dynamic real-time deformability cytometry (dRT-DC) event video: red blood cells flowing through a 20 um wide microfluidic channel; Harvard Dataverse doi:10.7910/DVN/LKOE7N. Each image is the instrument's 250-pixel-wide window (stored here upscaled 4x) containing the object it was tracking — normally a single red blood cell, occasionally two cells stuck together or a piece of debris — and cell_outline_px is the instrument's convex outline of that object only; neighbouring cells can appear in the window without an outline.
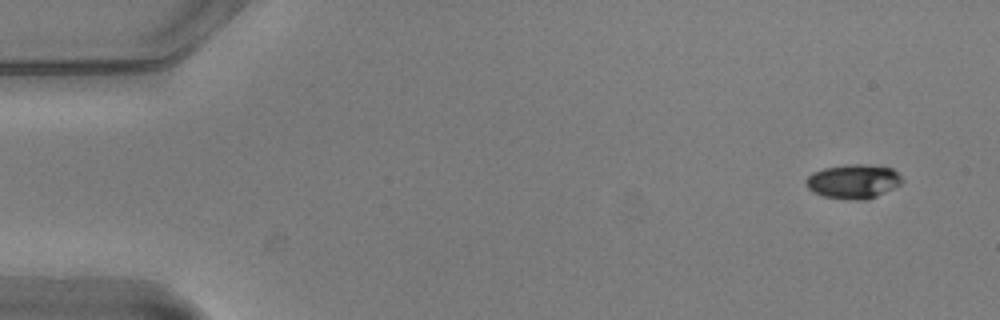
{"species": "common noctule bat (a hibernating species)", "species_latin": "Nyctalus noctula", "temperature_condition": "warm", "stored_images_in_passage": 52, "camera_frame_rate_fps": 3000, "um_per_image_px": 0.085, "animal": {"sex": "male", "body_mass_g": 20.5, "forearm_length_mm": 52.5}, "frame": {"image": 1, "passage_image": 1, "time_ms": 0.0, "image_size_px": [1000, 320], "cell_outline_px": [[904, 180], [900, 184], [868, 200], [848, 200], [824, 196], [812, 192], [804, 184], [804, 180], [812, 172], [824, 168], [848, 164], [864, 164], [892, 168]], "centroid_in_image_um": [72.49, 15.42], "position_along_channel_um": 12.5, "area_um2": 19.25}}
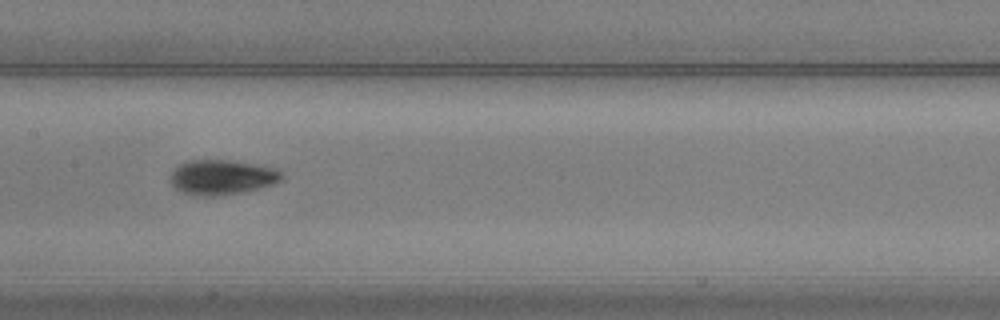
{"frame": {"image": 2, "passage_image": 25, "time_ms": 8.0, "image_size_px": [1000, 320], "cell_outline_px": [[284, 180], [260, 188], [244, 192], [216, 196], [196, 196], [184, 192], [176, 188], [168, 180], [168, 176], [176, 164], [184, 160], [228, 160], [264, 164], [276, 168], [284, 176]], "centroid_in_image_um": [18.85, 15.04], "position_along_channel_um": 188.5, "area_um2": 23.35}}
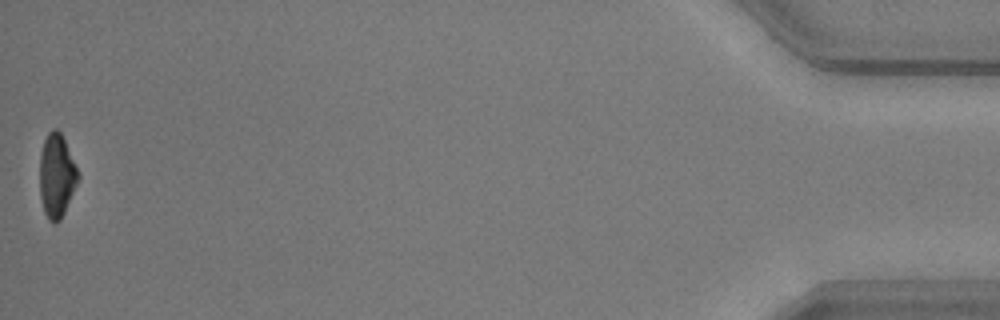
{"frame": {"image": 3, "passage_image": 52, "time_ms": 17.0, "image_size_px": [1000, 320], "cell_outline_px": [[80, 176], [64, 212], [60, 220], [56, 224], [52, 224], [48, 220], [44, 212], [40, 196], [40, 152], [44, 140], [48, 132], [52, 128], [56, 128], [60, 132], [80, 172]], "centroid_in_image_um": [4.81, 14.94], "position_along_channel_um": 430.4, "area_um2": 18.79}, "authors_computed_cell_mechanics": {"area_um2": 20.5479, "velocity_mm_per_s": 3.7473, "shape_relaxation_time_tau1_ms": 2.4903, "shape_relaxation_time_tau2_ms": 3.1859, "deformation_change_tau1": 0.1384, "deformation_change_tau2": 0.0626}}